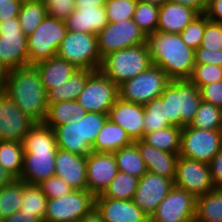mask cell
Returning <instances> with one entry per match:
<instances>
[{"mask_svg":"<svg viewBox=\"0 0 222 222\" xmlns=\"http://www.w3.org/2000/svg\"><path fill=\"white\" fill-rule=\"evenodd\" d=\"M86 156L57 149L55 175L62 178L73 190H87Z\"/></svg>","mask_w":222,"mask_h":222,"instance_id":"obj_21","label":"cell"},{"mask_svg":"<svg viewBox=\"0 0 222 222\" xmlns=\"http://www.w3.org/2000/svg\"><path fill=\"white\" fill-rule=\"evenodd\" d=\"M47 14L60 20H66L76 9L74 0H43Z\"/></svg>","mask_w":222,"mask_h":222,"instance_id":"obj_47","label":"cell"},{"mask_svg":"<svg viewBox=\"0 0 222 222\" xmlns=\"http://www.w3.org/2000/svg\"><path fill=\"white\" fill-rule=\"evenodd\" d=\"M170 81L164 70L152 64L146 71L118 86L119 98L144 106L160 97Z\"/></svg>","mask_w":222,"mask_h":222,"instance_id":"obj_8","label":"cell"},{"mask_svg":"<svg viewBox=\"0 0 222 222\" xmlns=\"http://www.w3.org/2000/svg\"><path fill=\"white\" fill-rule=\"evenodd\" d=\"M196 197L174 186L158 204L151 222H194Z\"/></svg>","mask_w":222,"mask_h":222,"instance_id":"obj_15","label":"cell"},{"mask_svg":"<svg viewBox=\"0 0 222 222\" xmlns=\"http://www.w3.org/2000/svg\"><path fill=\"white\" fill-rule=\"evenodd\" d=\"M194 222H222V188L196 197Z\"/></svg>","mask_w":222,"mask_h":222,"instance_id":"obj_30","label":"cell"},{"mask_svg":"<svg viewBox=\"0 0 222 222\" xmlns=\"http://www.w3.org/2000/svg\"><path fill=\"white\" fill-rule=\"evenodd\" d=\"M182 129L170 126L146 133L143 141L159 150L179 155Z\"/></svg>","mask_w":222,"mask_h":222,"instance_id":"obj_32","label":"cell"},{"mask_svg":"<svg viewBox=\"0 0 222 222\" xmlns=\"http://www.w3.org/2000/svg\"><path fill=\"white\" fill-rule=\"evenodd\" d=\"M141 1L148 2V3H151V4H155V5L161 6V5H163L164 3H166L168 0H141Z\"/></svg>","mask_w":222,"mask_h":222,"instance_id":"obj_59","label":"cell"},{"mask_svg":"<svg viewBox=\"0 0 222 222\" xmlns=\"http://www.w3.org/2000/svg\"><path fill=\"white\" fill-rule=\"evenodd\" d=\"M1 2H11V0H0V3Z\"/></svg>","mask_w":222,"mask_h":222,"instance_id":"obj_60","label":"cell"},{"mask_svg":"<svg viewBox=\"0 0 222 222\" xmlns=\"http://www.w3.org/2000/svg\"><path fill=\"white\" fill-rule=\"evenodd\" d=\"M152 65L147 43L111 52L102 58L100 71L117 86Z\"/></svg>","mask_w":222,"mask_h":222,"instance_id":"obj_5","label":"cell"},{"mask_svg":"<svg viewBox=\"0 0 222 222\" xmlns=\"http://www.w3.org/2000/svg\"><path fill=\"white\" fill-rule=\"evenodd\" d=\"M6 94L36 123H43L47 113V92L35 65L10 69Z\"/></svg>","mask_w":222,"mask_h":222,"instance_id":"obj_3","label":"cell"},{"mask_svg":"<svg viewBox=\"0 0 222 222\" xmlns=\"http://www.w3.org/2000/svg\"><path fill=\"white\" fill-rule=\"evenodd\" d=\"M15 178L0 165V188L9 185Z\"/></svg>","mask_w":222,"mask_h":222,"instance_id":"obj_56","label":"cell"},{"mask_svg":"<svg viewBox=\"0 0 222 222\" xmlns=\"http://www.w3.org/2000/svg\"><path fill=\"white\" fill-rule=\"evenodd\" d=\"M204 14L209 20L222 23V0H208Z\"/></svg>","mask_w":222,"mask_h":222,"instance_id":"obj_52","label":"cell"},{"mask_svg":"<svg viewBox=\"0 0 222 222\" xmlns=\"http://www.w3.org/2000/svg\"><path fill=\"white\" fill-rule=\"evenodd\" d=\"M118 97V86L100 70H97L88 76L77 102L87 112L108 114Z\"/></svg>","mask_w":222,"mask_h":222,"instance_id":"obj_11","label":"cell"},{"mask_svg":"<svg viewBox=\"0 0 222 222\" xmlns=\"http://www.w3.org/2000/svg\"><path fill=\"white\" fill-rule=\"evenodd\" d=\"M138 183L139 178L118 171L117 175L101 195L112 199L132 200Z\"/></svg>","mask_w":222,"mask_h":222,"instance_id":"obj_36","label":"cell"},{"mask_svg":"<svg viewBox=\"0 0 222 222\" xmlns=\"http://www.w3.org/2000/svg\"><path fill=\"white\" fill-rule=\"evenodd\" d=\"M95 208V196L88 190H73L48 199L43 222H79Z\"/></svg>","mask_w":222,"mask_h":222,"instance_id":"obj_9","label":"cell"},{"mask_svg":"<svg viewBox=\"0 0 222 222\" xmlns=\"http://www.w3.org/2000/svg\"><path fill=\"white\" fill-rule=\"evenodd\" d=\"M1 222H42L35 214H28L25 211H17L9 218L3 219Z\"/></svg>","mask_w":222,"mask_h":222,"instance_id":"obj_53","label":"cell"},{"mask_svg":"<svg viewBox=\"0 0 222 222\" xmlns=\"http://www.w3.org/2000/svg\"><path fill=\"white\" fill-rule=\"evenodd\" d=\"M160 97L169 123L181 129L192 123L202 102L199 88L189 80H171Z\"/></svg>","mask_w":222,"mask_h":222,"instance_id":"obj_4","label":"cell"},{"mask_svg":"<svg viewBox=\"0 0 222 222\" xmlns=\"http://www.w3.org/2000/svg\"><path fill=\"white\" fill-rule=\"evenodd\" d=\"M75 6L95 7L105 6L106 0H74Z\"/></svg>","mask_w":222,"mask_h":222,"instance_id":"obj_55","label":"cell"},{"mask_svg":"<svg viewBox=\"0 0 222 222\" xmlns=\"http://www.w3.org/2000/svg\"><path fill=\"white\" fill-rule=\"evenodd\" d=\"M95 209L105 222H149L146 215L133 200H120L95 196Z\"/></svg>","mask_w":222,"mask_h":222,"instance_id":"obj_19","label":"cell"},{"mask_svg":"<svg viewBox=\"0 0 222 222\" xmlns=\"http://www.w3.org/2000/svg\"><path fill=\"white\" fill-rule=\"evenodd\" d=\"M47 201L48 198L44 195L39 185L24 182L21 211H25L28 214H35L43 222Z\"/></svg>","mask_w":222,"mask_h":222,"instance_id":"obj_38","label":"cell"},{"mask_svg":"<svg viewBox=\"0 0 222 222\" xmlns=\"http://www.w3.org/2000/svg\"><path fill=\"white\" fill-rule=\"evenodd\" d=\"M195 64H212L222 67V49L209 50L202 47L195 49Z\"/></svg>","mask_w":222,"mask_h":222,"instance_id":"obj_49","label":"cell"},{"mask_svg":"<svg viewBox=\"0 0 222 222\" xmlns=\"http://www.w3.org/2000/svg\"><path fill=\"white\" fill-rule=\"evenodd\" d=\"M87 190L94 196L102 194L117 175L118 168L113 153L92 151L86 156Z\"/></svg>","mask_w":222,"mask_h":222,"instance_id":"obj_18","label":"cell"},{"mask_svg":"<svg viewBox=\"0 0 222 222\" xmlns=\"http://www.w3.org/2000/svg\"><path fill=\"white\" fill-rule=\"evenodd\" d=\"M93 70L78 69L64 84L47 92L48 104L77 100Z\"/></svg>","mask_w":222,"mask_h":222,"instance_id":"obj_29","label":"cell"},{"mask_svg":"<svg viewBox=\"0 0 222 222\" xmlns=\"http://www.w3.org/2000/svg\"><path fill=\"white\" fill-rule=\"evenodd\" d=\"M118 171L130 174L136 178H141L148 172L138 146L135 142L113 153Z\"/></svg>","mask_w":222,"mask_h":222,"instance_id":"obj_31","label":"cell"},{"mask_svg":"<svg viewBox=\"0 0 222 222\" xmlns=\"http://www.w3.org/2000/svg\"><path fill=\"white\" fill-rule=\"evenodd\" d=\"M174 187V179L147 172L138 183L133 202L149 217Z\"/></svg>","mask_w":222,"mask_h":222,"instance_id":"obj_17","label":"cell"},{"mask_svg":"<svg viewBox=\"0 0 222 222\" xmlns=\"http://www.w3.org/2000/svg\"><path fill=\"white\" fill-rule=\"evenodd\" d=\"M198 15L195 9L168 0L159 6L157 30L180 34Z\"/></svg>","mask_w":222,"mask_h":222,"instance_id":"obj_23","label":"cell"},{"mask_svg":"<svg viewBox=\"0 0 222 222\" xmlns=\"http://www.w3.org/2000/svg\"><path fill=\"white\" fill-rule=\"evenodd\" d=\"M108 119L121 126L133 141L144 137V106L117 98L110 108Z\"/></svg>","mask_w":222,"mask_h":222,"instance_id":"obj_20","label":"cell"},{"mask_svg":"<svg viewBox=\"0 0 222 222\" xmlns=\"http://www.w3.org/2000/svg\"><path fill=\"white\" fill-rule=\"evenodd\" d=\"M188 80L198 88L222 80V67L212 64H195Z\"/></svg>","mask_w":222,"mask_h":222,"instance_id":"obj_43","label":"cell"},{"mask_svg":"<svg viewBox=\"0 0 222 222\" xmlns=\"http://www.w3.org/2000/svg\"><path fill=\"white\" fill-rule=\"evenodd\" d=\"M0 62L9 70L29 65L27 36L18 17L0 22Z\"/></svg>","mask_w":222,"mask_h":222,"instance_id":"obj_13","label":"cell"},{"mask_svg":"<svg viewBox=\"0 0 222 222\" xmlns=\"http://www.w3.org/2000/svg\"><path fill=\"white\" fill-rule=\"evenodd\" d=\"M75 7L76 9L64 20L68 31L97 35L109 23L105 6Z\"/></svg>","mask_w":222,"mask_h":222,"instance_id":"obj_22","label":"cell"},{"mask_svg":"<svg viewBox=\"0 0 222 222\" xmlns=\"http://www.w3.org/2000/svg\"><path fill=\"white\" fill-rule=\"evenodd\" d=\"M206 24V15L204 13H200L180 33L182 41L194 50L200 47Z\"/></svg>","mask_w":222,"mask_h":222,"instance_id":"obj_42","label":"cell"},{"mask_svg":"<svg viewBox=\"0 0 222 222\" xmlns=\"http://www.w3.org/2000/svg\"><path fill=\"white\" fill-rule=\"evenodd\" d=\"M174 186L195 197L214 190L209 164L179 156L176 164Z\"/></svg>","mask_w":222,"mask_h":222,"instance_id":"obj_14","label":"cell"},{"mask_svg":"<svg viewBox=\"0 0 222 222\" xmlns=\"http://www.w3.org/2000/svg\"><path fill=\"white\" fill-rule=\"evenodd\" d=\"M190 126L201 130H222V109L202 101Z\"/></svg>","mask_w":222,"mask_h":222,"instance_id":"obj_39","label":"cell"},{"mask_svg":"<svg viewBox=\"0 0 222 222\" xmlns=\"http://www.w3.org/2000/svg\"><path fill=\"white\" fill-rule=\"evenodd\" d=\"M221 149L222 130L182 128L179 156L209 164Z\"/></svg>","mask_w":222,"mask_h":222,"instance_id":"obj_10","label":"cell"},{"mask_svg":"<svg viewBox=\"0 0 222 222\" xmlns=\"http://www.w3.org/2000/svg\"><path fill=\"white\" fill-rule=\"evenodd\" d=\"M24 150L20 180L28 184H40L55 176L57 153L56 135L52 128L36 123L22 141Z\"/></svg>","mask_w":222,"mask_h":222,"instance_id":"obj_1","label":"cell"},{"mask_svg":"<svg viewBox=\"0 0 222 222\" xmlns=\"http://www.w3.org/2000/svg\"><path fill=\"white\" fill-rule=\"evenodd\" d=\"M195 9L199 14L204 13L208 0H170Z\"/></svg>","mask_w":222,"mask_h":222,"instance_id":"obj_54","label":"cell"},{"mask_svg":"<svg viewBox=\"0 0 222 222\" xmlns=\"http://www.w3.org/2000/svg\"><path fill=\"white\" fill-rule=\"evenodd\" d=\"M47 16L43 0H23L18 19L22 32L29 36Z\"/></svg>","mask_w":222,"mask_h":222,"instance_id":"obj_34","label":"cell"},{"mask_svg":"<svg viewBox=\"0 0 222 222\" xmlns=\"http://www.w3.org/2000/svg\"><path fill=\"white\" fill-rule=\"evenodd\" d=\"M24 160L22 142L0 141V165L15 179H20Z\"/></svg>","mask_w":222,"mask_h":222,"instance_id":"obj_33","label":"cell"},{"mask_svg":"<svg viewBox=\"0 0 222 222\" xmlns=\"http://www.w3.org/2000/svg\"><path fill=\"white\" fill-rule=\"evenodd\" d=\"M68 28L65 21L47 14L35 31L27 36L29 65H36L55 57Z\"/></svg>","mask_w":222,"mask_h":222,"instance_id":"obj_6","label":"cell"},{"mask_svg":"<svg viewBox=\"0 0 222 222\" xmlns=\"http://www.w3.org/2000/svg\"><path fill=\"white\" fill-rule=\"evenodd\" d=\"M54 132L59 149L82 156L92 152V147L83 140L82 118L78 122L72 118L69 123L57 126Z\"/></svg>","mask_w":222,"mask_h":222,"instance_id":"obj_25","label":"cell"},{"mask_svg":"<svg viewBox=\"0 0 222 222\" xmlns=\"http://www.w3.org/2000/svg\"><path fill=\"white\" fill-rule=\"evenodd\" d=\"M42 192L48 199L60 198L69 194L73 189L60 177L52 176L40 184Z\"/></svg>","mask_w":222,"mask_h":222,"instance_id":"obj_46","label":"cell"},{"mask_svg":"<svg viewBox=\"0 0 222 222\" xmlns=\"http://www.w3.org/2000/svg\"><path fill=\"white\" fill-rule=\"evenodd\" d=\"M35 124L6 92H0V141L22 142Z\"/></svg>","mask_w":222,"mask_h":222,"instance_id":"obj_16","label":"cell"},{"mask_svg":"<svg viewBox=\"0 0 222 222\" xmlns=\"http://www.w3.org/2000/svg\"><path fill=\"white\" fill-rule=\"evenodd\" d=\"M203 102L222 109V80L199 87Z\"/></svg>","mask_w":222,"mask_h":222,"instance_id":"obj_48","label":"cell"},{"mask_svg":"<svg viewBox=\"0 0 222 222\" xmlns=\"http://www.w3.org/2000/svg\"><path fill=\"white\" fill-rule=\"evenodd\" d=\"M159 6L138 0L133 21L147 36L157 31Z\"/></svg>","mask_w":222,"mask_h":222,"instance_id":"obj_40","label":"cell"},{"mask_svg":"<svg viewBox=\"0 0 222 222\" xmlns=\"http://www.w3.org/2000/svg\"><path fill=\"white\" fill-rule=\"evenodd\" d=\"M8 72L9 69L0 62V92L5 91Z\"/></svg>","mask_w":222,"mask_h":222,"instance_id":"obj_58","label":"cell"},{"mask_svg":"<svg viewBox=\"0 0 222 222\" xmlns=\"http://www.w3.org/2000/svg\"><path fill=\"white\" fill-rule=\"evenodd\" d=\"M23 191L24 181L20 179L0 188V222L21 209Z\"/></svg>","mask_w":222,"mask_h":222,"instance_id":"obj_35","label":"cell"},{"mask_svg":"<svg viewBox=\"0 0 222 222\" xmlns=\"http://www.w3.org/2000/svg\"><path fill=\"white\" fill-rule=\"evenodd\" d=\"M146 43L151 62L160 67L171 80H188L195 66V50L186 45L180 34L155 31Z\"/></svg>","mask_w":222,"mask_h":222,"instance_id":"obj_2","label":"cell"},{"mask_svg":"<svg viewBox=\"0 0 222 222\" xmlns=\"http://www.w3.org/2000/svg\"><path fill=\"white\" fill-rule=\"evenodd\" d=\"M35 66L46 92L64 84L78 70L76 66L58 56L37 63Z\"/></svg>","mask_w":222,"mask_h":222,"instance_id":"obj_26","label":"cell"},{"mask_svg":"<svg viewBox=\"0 0 222 222\" xmlns=\"http://www.w3.org/2000/svg\"><path fill=\"white\" fill-rule=\"evenodd\" d=\"M134 142L138 146L148 172L175 179L179 155L159 150L154 146L148 145L142 139Z\"/></svg>","mask_w":222,"mask_h":222,"instance_id":"obj_24","label":"cell"},{"mask_svg":"<svg viewBox=\"0 0 222 222\" xmlns=\"http://www.w3.org/2000/svg\"><path fill=\"white\" fill-rule=\"evenodd\" d=\"M86 113L87 111L77 100L48 104L43 124L54 130L57 126L69 123L72 118L75 119V122H78Z\"/></svg>","mask_w":222,"mask_h":222,"instance_id":"obj_28","label":"cell"},{"mask_svg":"<svg viewBox=\"0 0 222 222\" xmlns=\"http://www.w3.org/2000/svg\"><path fill=\"white\" fill-rule=\"evenodd\" d=\"M23 0H11L0 3V22L18 17Z\"/></svg>","mask_w":222,"mask_h":222,"instance_id":"obj_50","label":"cell"},{"mask_svg":"<svg viewBox=\"0 0 222 222\" xmlns=\"http://www.w3.org/2000/svg\"><path fill=\"white\" fill-rule=\"evenodd\" d=\"M133 142L121 126L114 124L108 119L98 133L92 146V151L98 153H114Z\"/></svg>","mask_w":222,"mask_h":222,"instance_id":"obj_27","label":"cell"},{"mask_svg":"<svg viewBox=\"0 0 222 222\" xmlns=\"http://www.w3.org/2000/svg\"><path fill=\"white\" fill-rule=\"evenodd\" d=\"M144 135L172 126L166 117L165 104L161 97H156L144 105Z\"/></svg>","mask_w":222,"mask_h":222,"instance_id":"obj_37","label":"cell"},{"mask_svg":"<svg viewBox=\"0 0 222 222\" xmlns=\"http://www.w3.org/2000/svg\"><path fill=\"white\" fill-rule=\"evenodd\" d=\"M146 38L147 36L133 19L108 23L97 34L98 51L103 58L111 52L144 44Z\"/></svg>","mask_w":222,"mask_h":222,"instance_id":"obj_12","label":"cell"},{"mask_svg":"<svg viewBox=\"0 0 222 222\" xmlns=\"http://www.w3.org/2000/svg\"><path fill=\"white\" fill-rule=\"evenodd\" d=\"M211 179L216 188H222V149L209 163Z\"/></svg>","mask_w":222,"mask_h":222,"instance_id":"obj_51","label":"cell"},{"mask_svg":"<svg viewBox=\"0 0 222 222\" xmlns=\"http://www.w3.org/2000/svg\"><path fill=\"white\" fill-rule=\"evenodd\" d=\"M138 0H106L105 8L109 23L133 19Z\"/></svg>","mask_w":222,"mask_h":222,"instance_id":"obj_41","label":"cell"},{"mask_svg":"<svg viewBox=\"0 0 222 222\" xmlns=\"http://www.w3.org/2000/svg\"><path fill=\"white\" fill-rule=\"evenodd\" d=\"M107 120L108 114L94 112H87L82 118L83 140H86L91 147Z\"/></svg>","mask_w":222,"mask_h":222,"instance_id":"obj_44","label":"cell"},{"mask_svg":"<svg viewBox=\"0 0 222 222\" xmlns=\"http://www.w3.org/2000/svg\"><path fill=\"white\" fill-rule=\"evenodd\" d=\"M200 47L209 50L222 49V23L211 21L207 18Z\"/></svg>","mask_w":222,"mask_h":222,"instance_id":"obj_45","label":"cell"},{"mask_svg":"<svg viewBox=\"0 0 222 222\" xmlns=\"http://www.w3.org/2000/svg\"><path fill=\"white\" fill-rule=\"evenodd\" d=\"M56 56L78 69L97 71L102 63L97 35L91 33L68 31L58 47Z\"/></svg>","mask_w":222,"mask_h":222,"instance_id":"obj_7","label":"cell"},{"mask_svg":"<svg viewBox=\"0 0 222 222\" xmlns=\"http://www.w3.org/2000/svg\"><path fill=\"white\" fill-rule=\"evenodd\" d=\"M79 222H105L102 216L94 208L88 215L84 216Z\"/></svg>","mask_w":222,"mask_h":222,"instance_id":"obj_57","label":"cell"}]
</instances>
